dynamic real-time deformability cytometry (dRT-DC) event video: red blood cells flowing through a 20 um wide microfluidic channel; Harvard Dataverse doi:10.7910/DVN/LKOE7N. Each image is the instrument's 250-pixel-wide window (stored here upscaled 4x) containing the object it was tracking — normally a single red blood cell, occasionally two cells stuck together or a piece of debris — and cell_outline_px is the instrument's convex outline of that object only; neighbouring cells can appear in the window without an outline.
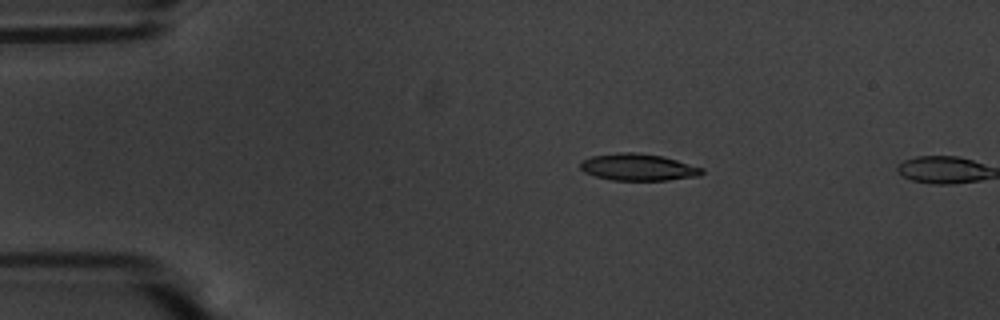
{"species": "common noctule bat (a hibernating species)", "species_latin": "Nyctalus noctula", "temperature_condition": "warm", "stored_images_in_passage": 11, "camera_frame_rate_fps": 3000, "um_per_image_px": 0.085, "animal": {"sex": "male", "body_mass_g": 20.1, "forearm_length_mm": 53.5}, "frame": {"image": 1, "passage_image": 10, "time_ms": 3.0, "image_size_px": [1000, 320], "cell_outline_px": [[704, 172], [700, 176], [668, 180], [612, 180], [596, 176], [584, 172], [580, 168], [580, 160], [592, 156], [620, 152], [636, 152], [664, 156], [704, 168]], "centroid_in_image_um": [54.26, 14.2], "position_along_channel_um": 30.7, "area_um2": 19.19}}